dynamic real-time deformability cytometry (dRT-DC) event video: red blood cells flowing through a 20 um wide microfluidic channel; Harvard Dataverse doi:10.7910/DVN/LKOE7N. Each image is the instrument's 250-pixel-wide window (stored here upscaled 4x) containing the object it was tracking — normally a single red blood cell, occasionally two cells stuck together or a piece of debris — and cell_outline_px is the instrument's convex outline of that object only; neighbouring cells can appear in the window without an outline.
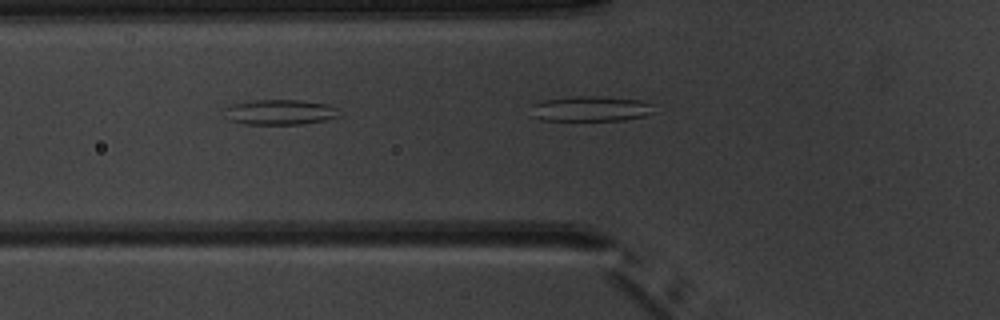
{"species": "common noctule bat (a hibernating species)", "species_latin": "Nyctalus noctula", "temperature_condition": "warm", "stored_images_in_passage": 5, "camera_frame_rate_fps": 3000, "um_per_image_px": 0.085, "animal": {"sex": "male", "body_mass_g": 20.1, "forearm_length_mm": 53.5}, "frame": {"image": 1, "passage_image": 3, "time_ms": 2.333, "image_size_px": [1000, 320], "cell_outline_px": [[340, 116], [324, 120], [300, 124], [244, 124], [228, 120], [220, 108], [232, 104], [256, 100], [304, 100], [328, 104], [336, 108]], "centroid_in_image_um": [23.72, 9.53], "position_along_channel_um": 102.1, "area_um2": 17.05}}